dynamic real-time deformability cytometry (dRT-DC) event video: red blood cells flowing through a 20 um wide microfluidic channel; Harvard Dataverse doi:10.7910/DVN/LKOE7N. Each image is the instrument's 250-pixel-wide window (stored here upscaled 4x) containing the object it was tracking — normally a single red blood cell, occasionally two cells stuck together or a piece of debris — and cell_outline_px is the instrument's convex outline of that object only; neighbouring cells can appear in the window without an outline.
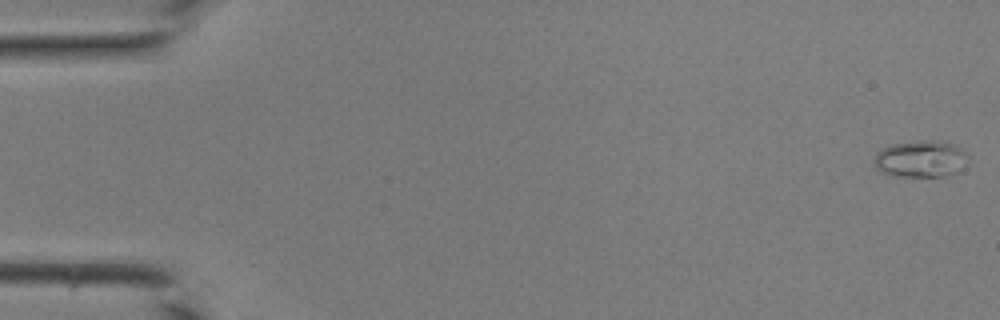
{"species": "common noctule bat (a hibernating species)", "species_latin": "Nyctalus noctula", "temperature_condition": "room temperature", "stored_images_in_passage": 44, "camera_frame_rate_fps": 3000, "um_per_image_px": 0.085, "animal": {"sex": "male", "body_mass_g": 19.0, "forearm_length_mm": 50.8}, "frame": {"image": 1, "passage_image": 1, "time_ms": 0.0, "image_size_px": [1000, 320], "cell_outline_px": [[968, 156], [960, 172], [944, 176], [892, 176], [876, 168], [872, 160], [876, 152], [892, 144], [916, 140], [932, 140], [952, 144], [960, 148]], "centroid_in_image_um": [78.23, 13.51], "position_along_channel_um": 6.8, "area_um2": 20.17}}
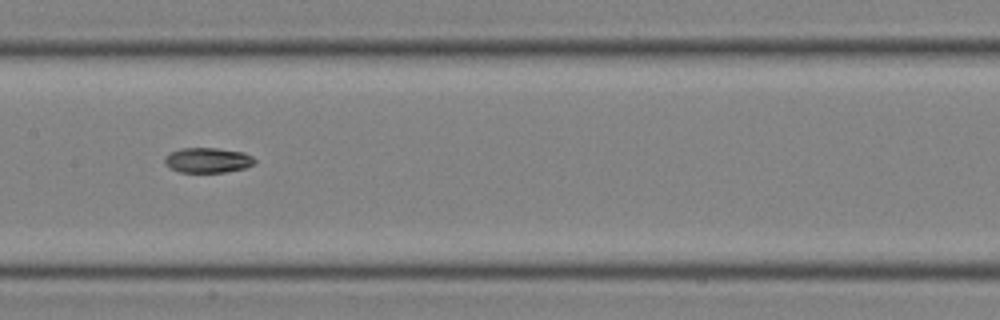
{"frame": {"image": 2, "passage_image": 23, "time_ms": 7.333, "image_size_px": [1000, 320], "cell_outline_px": [[256, 164], [244, 168], [224, 172], [180, 172], [164, 164], [164, 156], [180, 148], [216, 148], [244, 152], [252, 156], [256, 160]], "centroid_in_image_um": [17.67, 13.61], "position_along_channel_um": 189.7, "area_um2": 13.18}}
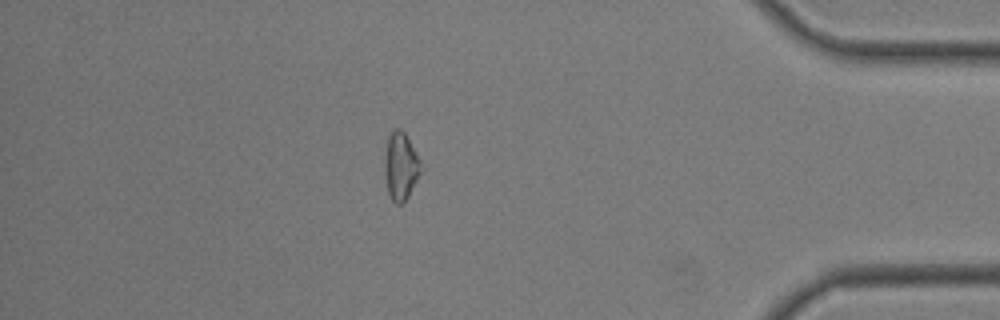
{"frame": {"image": 3, "passage_image": 39, "time_ms": 12.667, "image_size_px": [1000, 320], "cell_outline_px": [[420, 172], [408, 196], [400, 204], [396, 204], [392, 200], [388, 192], [384, 172], [384, 156], [388, 136], [396, 128], [400, 128], [404, 132], [420, 160]], "centroid_in_image_um": [34.02, 14.11], "position_along_channel_um": 401.2, "area_um2": 13.99}}